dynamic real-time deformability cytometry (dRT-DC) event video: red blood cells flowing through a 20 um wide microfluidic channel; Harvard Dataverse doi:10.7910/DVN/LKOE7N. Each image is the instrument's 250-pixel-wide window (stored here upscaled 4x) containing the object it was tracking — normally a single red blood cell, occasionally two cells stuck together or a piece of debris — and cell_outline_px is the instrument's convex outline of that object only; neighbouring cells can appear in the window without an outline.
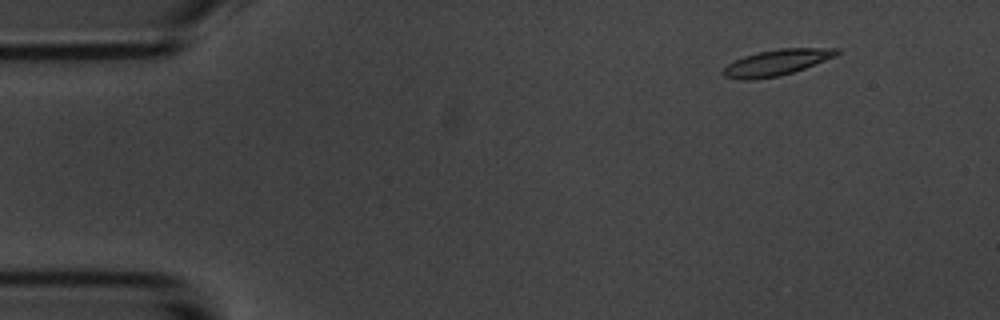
{"species": "common noctule bat (a hibernating species)", "species_latin": "Nyctalus noctula", "temperature_condition": "room temperature", "stored_images_in_passage": 4, "camera_frame_rate_fps": 3000, "um_per_image_px": 0.085, "animal": {"sex": "male", "body_mass_g": 20.1, "forearm_length_mm": 53.5}, "frame": {"image": 1, "passage_image": 2, "time_ms": 1.0, "image_size_px": [1000, 320], "cell_outline_px": [[840, 52], [836, 56], [804, 68], [780, 76], [752, 80], [736, 80], [724, 76], [720, 72], [728, 64], [744, 56], [760, 52], [780, 48], [840, 48]], "centroid_in_image_um": [65.99, 5.32], "position_along_channel_um": 19.0, "area_um2": 17.17}}
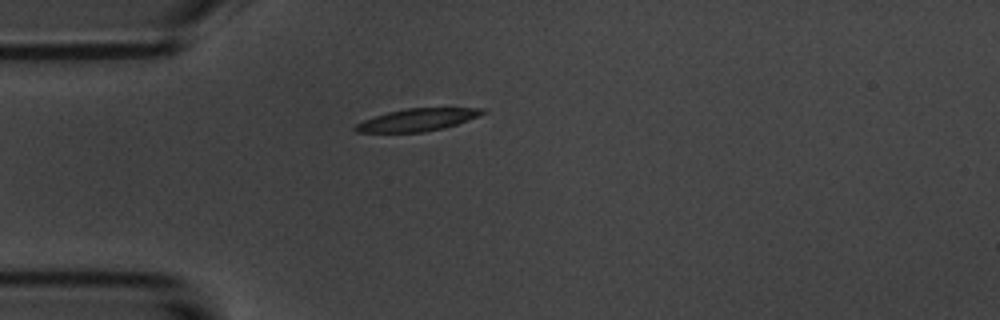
{"frame": {"image": 2, "passage_image": 4, "time_ms": 4.0, "image_size_px": [1000, 320], "cell_outline_px": [[488, 112], [480, 116], [456, 124], [424, 132], [356, 132], [352, 128], [356, 124], [364, 120], [388, 112], [408, 108], [484, 108]], "centroid_in_image_um": [35.5, 10.18], "position_along_channel_um": 49.5, "area_um2": 16.42}}